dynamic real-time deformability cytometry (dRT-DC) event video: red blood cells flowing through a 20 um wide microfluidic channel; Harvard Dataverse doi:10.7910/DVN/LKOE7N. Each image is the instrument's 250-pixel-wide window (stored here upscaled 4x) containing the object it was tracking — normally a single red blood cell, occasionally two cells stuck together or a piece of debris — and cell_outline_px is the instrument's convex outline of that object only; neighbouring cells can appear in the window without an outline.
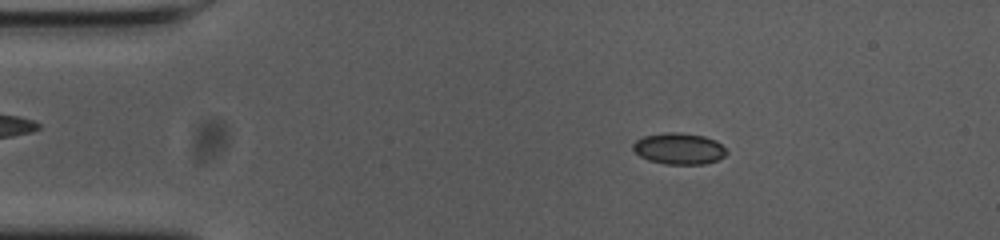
{"species": "common noctule bat (a hibernating species)", "species_latin": "Nyctalus noctula", "temperature_condition": "cold", "stored_images_in_passage": 55, "camera_frame_rate_fps": 3000, "um_per_image_px": 0.085, "animal": {"sex": "female", "body_mass_g": 23.0, "forearm_length_mm": 53.4}, "frame": {"image": 1, "passage_image": 9, "time_ms": 2.667, "image_size_px": [1000, 240], "cell_outline_px": [[728, 152], [724, 156], [716, 160], [704, 164], [664, 164], [648, 160], [640, 156], [632, 148], [632, 144], [636, 140], [644, 136], [668, 132], [680, 132], [704, 136], [716, 140]], "centroid_in_image_um": [57.7, 12.63], "position_along_channel_um": 27.3, "area_um2": 17.05}}
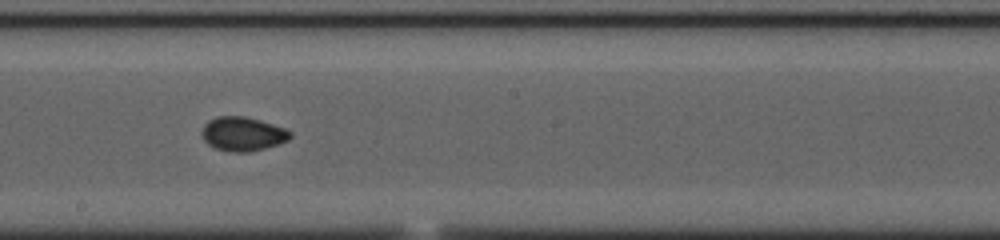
{"frame": {"image": 2, "passage_image": 30, "time_ms": 9.667, "image_size_px": [1000, 240], "cell_outline_px": [[292, 136], [288, 140], [264, 148], [248, 152], [232, 152], [216, 148], [208, 144], [204, 140], [200, 132], [204, 124], [208, 120], [216, 116], [244, 116], [260, 120], [284, 128], [292, 132]], "centroid_in_image_um": [20.6, 11.37], "position_along_channel_um": 227.6, "area_um2": 17.51}}
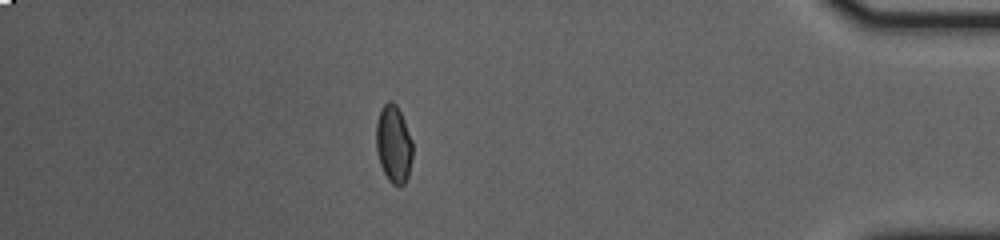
{"frame": {"image": 3, "passage_image": 48, "time_ms": 15.667, "image_size_px": [1000, 240], "cell_outline_px": [[412, 156], [408, 176], [404, 184], [392, 184], [388, 180], [380, 164], [376, 148], [376, 124], [380, 112], [384, 104], [388, 100], [392, 100], [396, 104], [404, 120], [412, 140]], "centroid_in_image_um": [33.45, 12.23], "position_along_channel_um": 401.7, "area_um2": 16.36}, "authors_computed_cell_mechanics": {"area_um2": 16.5886, "velocity_mm_per_s": 3.6632, "shape_relaxation_time_tau1_ms": 3.8854, "shape_relaxation_time_tau2_ms": 0.9017, "deformation_change_tau1": 0.1079, "deformation_change_tau2": 0.0361}}